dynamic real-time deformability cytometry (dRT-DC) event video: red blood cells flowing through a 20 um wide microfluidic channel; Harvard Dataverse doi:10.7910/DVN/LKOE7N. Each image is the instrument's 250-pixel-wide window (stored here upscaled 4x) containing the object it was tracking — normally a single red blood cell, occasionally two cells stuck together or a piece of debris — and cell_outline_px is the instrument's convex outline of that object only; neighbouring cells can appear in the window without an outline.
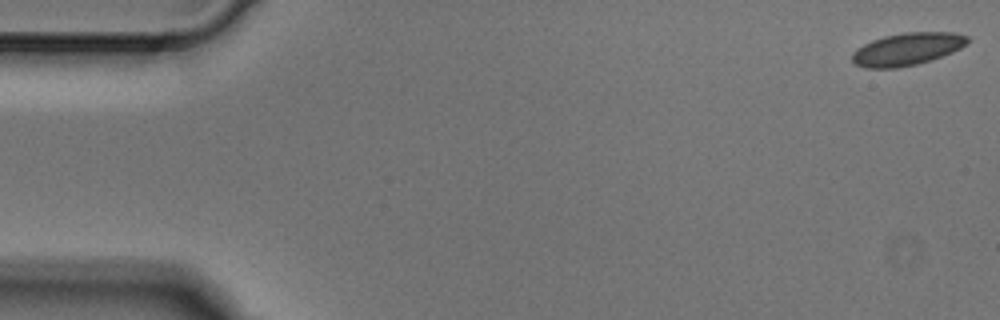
{"species": "Egyptian fruit bat (a non-hibernating species)", "species_latin": "Rousettus aegyptiacus", "temperature_condition": "cold", "stored_images_in_passage": 4, "camera_frame_rate_fps": 3000, "um_per_image_px": 0.085, "animal": {"sex": "male"}, "frame": {"image": 1, "passage_image": 1, "time_ms": 0.0, "image_size_px": [1000, 320], "cell_outline_px": [[968, 40], [960, 48], [952, 52], [932, 60], [916, 64], [896, 68], [864, 68], [856, 64], [852, 60], [852, 52], [856, 48], [872, 40], [884, 36], [904, 32], [956, 32], [968, 36]], "centroid_in_image_um": [77.09, 4.17], "position_along_channel_um": 7.9, "area_um2": 21.85}}